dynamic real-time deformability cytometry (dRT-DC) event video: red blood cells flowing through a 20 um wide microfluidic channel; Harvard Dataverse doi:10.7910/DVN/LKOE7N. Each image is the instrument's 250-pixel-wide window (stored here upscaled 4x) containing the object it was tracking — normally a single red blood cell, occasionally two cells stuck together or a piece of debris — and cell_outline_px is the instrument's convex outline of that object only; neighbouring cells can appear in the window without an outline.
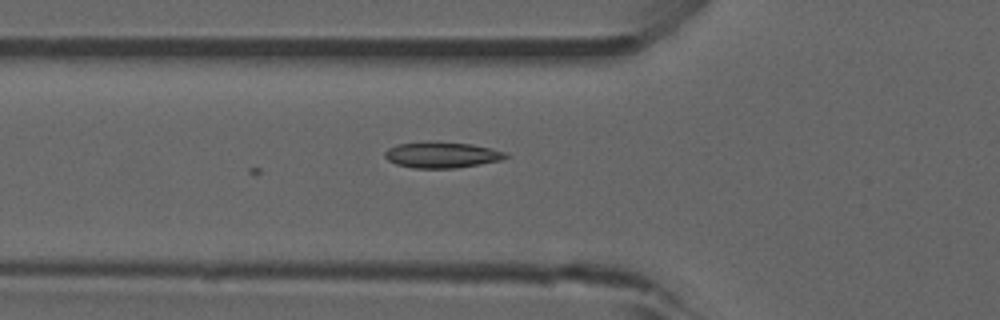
{"species": "common noctule bat (a hibernating species)", "species_latin": "Nyctalus noctula", "temperature_condition": "room temperature", "stored_images_in_passage": 19, "camera_frame_rate_fps": 3000, "um_per_image_px": 0.085, "animal": {"sex": "male", "forearm_length_mm": 52.5}, "frame": {"image": 1, "passage_image": 19, "time_ms": 6.0, "image_size_px": [1000, 320], "cell_outline_px": [[508, 156], [500, 160], [456, 168], [412, 168], [396, 164], [388, 160], [384, 156], [384, 152], [388, 148], [396, 144], [428, 140], [472, 144], [492, 148], [508, 152]], "centroid_in_image_um": [37.52, 13.14], "position_along_channel_um": 88.3, "area_um2": 18.61}}